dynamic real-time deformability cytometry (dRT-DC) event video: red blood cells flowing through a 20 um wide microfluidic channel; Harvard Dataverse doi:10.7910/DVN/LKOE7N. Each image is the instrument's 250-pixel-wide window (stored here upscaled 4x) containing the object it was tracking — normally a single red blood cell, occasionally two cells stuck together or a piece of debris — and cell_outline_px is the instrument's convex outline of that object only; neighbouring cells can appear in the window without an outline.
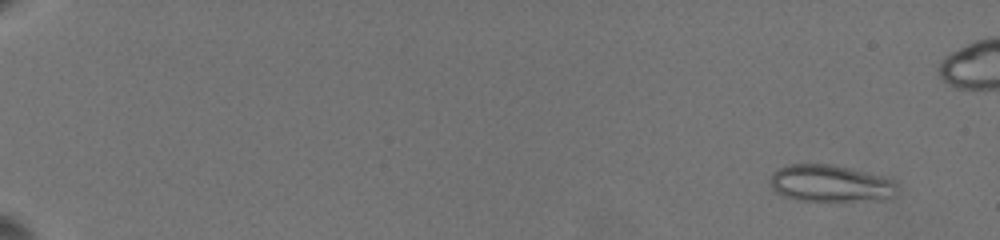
{"species": "common noctule bat (a hibernating species)", "species_latin": "Nyctalus noctula", "temperature_condition": "warm", "stored_images_in_passage": 81, "camera_frame_rate_fps": 3000, "um_per_image_px": 0.085, "animal": {"sex": "female", "body_mass_g": 19.5, "forearm_length_mm": 54.1}, "frame": {"image": 1, "passage_image": 3, "time_ms": 0.667, "image_size_px": [1000, 240], "cell_outline_px": [[896, 184], [888, 196], [848, 200], [800, 200], [784, 196], [776, 192], [768, 184], [772, 172], [780, 168], [792, 164], [832, 164], [848, 168], [876, 176], [888, 180]], "centroid_in_image_um": [70.34, 15.56], "position_along_channel_um": 14.7, "area_um2": 25.84}}
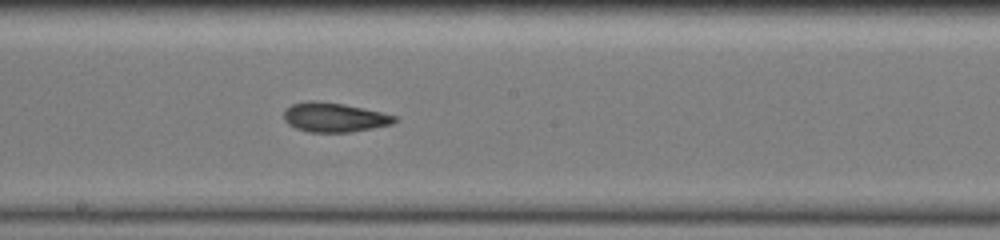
{"frame": {"image": 2, "passage_image": 49, "time_ms": 12.0, "image_size_px": [1000, 240], "cell_outline_px": [[396, 120], [392, 124], [352, 132], [308, 132], [296, 128], [288, 124], [284, 120], [284, 112], [292, 104], [312, 100], [344, 104], [380, 112], [396, 116]], "centroid_in_image_um": [28.39, 9.98], "position_along_channel_um": 219.8, "area_um2": 18.73}}
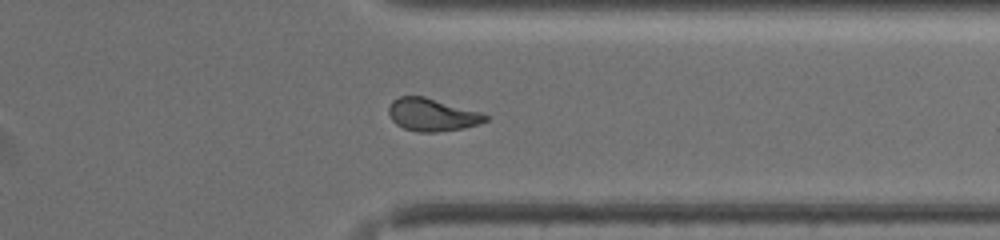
{"frame": {"image": 3, "passage_image": 66, "time_ms": 16.333, "image_size_px": [1000, 240], "cell_outline_px": [[488, 120], [480, 124], [464, 128], [436, 132], [416, 132], [404, 128], [396, 124], [392, 120], [388, 112], [388, 108], [392, 100], [400, 96], [424, 96], [484, 112], [488, 116]], "centroid_in_image_um": [36.76, 9.75], "position_along_channel_um": 374.6, "area_um2": 18.73}, "authors_computed_cell_mechanics": {"area_um2": 18.9584, "velocity_mm_per_s": 3.5718, "shape_relaxation_time_tau1_ms": 7.8975, "shape_relaxation_time_tau2_ms": 1.8283, "deformation_change_tau1": 0.2116, "deformation_change_tau2": 0.0841}}